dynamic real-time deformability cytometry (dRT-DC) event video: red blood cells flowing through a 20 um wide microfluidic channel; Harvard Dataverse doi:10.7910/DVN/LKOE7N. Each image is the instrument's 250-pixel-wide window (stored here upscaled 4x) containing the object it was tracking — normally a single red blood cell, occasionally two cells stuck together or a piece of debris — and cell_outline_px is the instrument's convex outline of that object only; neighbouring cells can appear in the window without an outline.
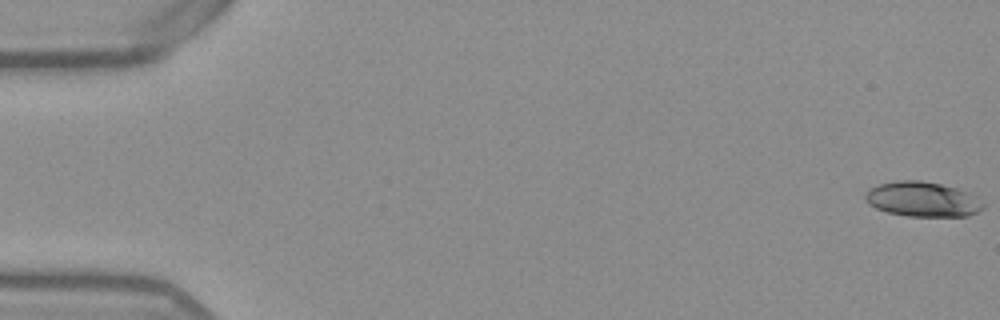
{"species": "Egyptian fruit bat (a non-hibernating species)", "species_latin": "Rousettus aegyptiacus", "temperature_condition": "warm", "stored_images_in_passage": 53, "camera_frame_rate_fps": 3000, "um_per_image_px": 0.085, "frame": {"image": 1, "passage_image": 1, "time_ms": 0.0, "image_size_px": [1000, 320], "cell_outline_px": [[984, 208], [968, 216], [908, 216], [888, 212], [876, 208], [868, 204], [864, 196], [872, 188], [880, 184], [896, 180], [920, 180], [940, 184], [956, 188], [968, 192], [976, 196], [984, 204]], "centroid_in_image_um": [78.43, 16.94], "position_along_channel_um": 6.6, "area_um2": 23.81}}
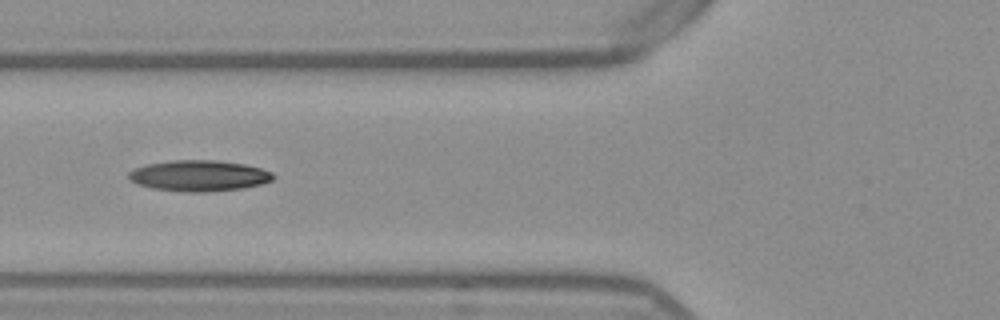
{"frame": {"image": 2, "passage_image": 21, "time_ms": 6.667, "image_size_px": [1000, 320], "cell_outline_px": [[276, 176], [272, 180], [260, 184], [244, 188], [204, 192], [184, 192], [152, 188], [136, 184], [128, 180], [128, 172], [132, 168], [148, 164], [172, 160], [216, 160], [244, 164], [260, 168], [272, 172]], "centroid_in_image_um": [16.88, 14.94], "position_along_channel_um": 108.9, "area_um2": 26.24}}
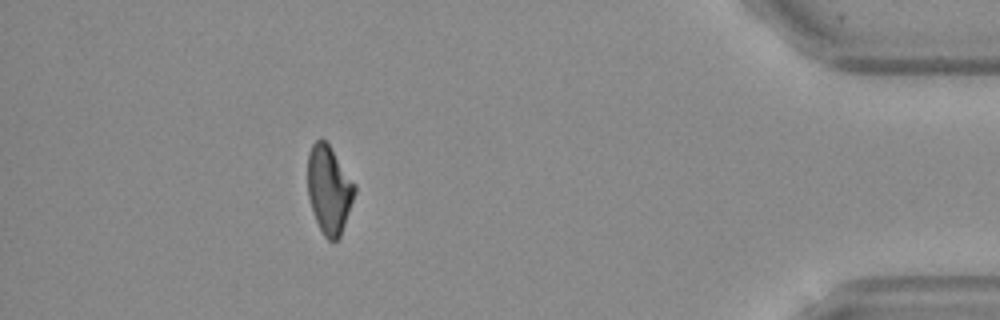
{"frame": {"image": 3, "passage_image": 48, "time_ms": 15.667, "image_size_px": [1000, 320], "cell_outline_px": [[356, 192], [340, 236], [336, 240], [328, 240], [324, 236], [316, 220], [308, 196], [308, 152], [312, 144], [320, 136], [328, 144], [356, 184]], "centroid_in_image_um": [27.97, 16.09], "position_along_channel_um": 407.2, "area_um2": 23.93}, "authors_computed_cell_mechanics": {"area_um2": 24.565, "velocity_mm_per_s": 3.8799, "shape_relaxation_time_tau1_ms": 5.7058, "shape_relaxation_time_tau2_ms": null, "deformation_change_tau1": 0.1629, "deformation_change_tau2": null}}